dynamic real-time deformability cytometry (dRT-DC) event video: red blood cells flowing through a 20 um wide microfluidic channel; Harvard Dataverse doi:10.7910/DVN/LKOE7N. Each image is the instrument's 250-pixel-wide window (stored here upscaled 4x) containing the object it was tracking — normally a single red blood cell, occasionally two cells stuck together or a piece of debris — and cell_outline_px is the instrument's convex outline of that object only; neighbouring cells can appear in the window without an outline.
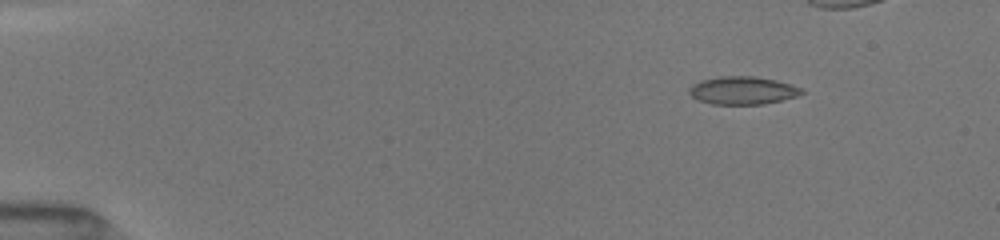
{"species": "common noctule bat (a hibernating species)", "species_latin": "Nyctalus noctula", "temperature_condition": "room temperature", "stored_images_in_passage": 16, "camera_frame_rate_fps": 3000, "um_per_image_px": 0.085, "animal": {"sex": "female", "body_mass_g": 19.5, "forearm_length_mm": 54.1}, "frame": {"image": 1, "passage_image": 5, "time_ms": 2.0, "image_size_px": [1000, 240], "cell_outline_px": [[804, 92], [796, 96], [764, 104], [712, 104], [700, 100], [692, 96], [688, 92], [688, 88], [692, 84], [700, 80], [720, 76], [756, 76], [776, 80], [792, 84], [800, 88]], "centroid_in_image_um": [63.1, 7.67], "position_along_channel_um": 21.9, "area_um2": 18.26}}
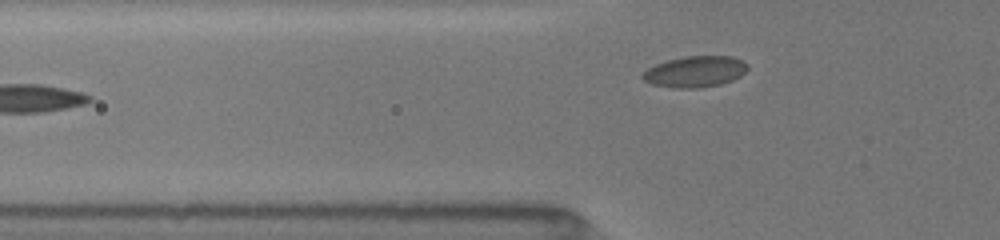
{"frame": {"image": 2, "passage_image": 16, "time_ms": 7.0, "image_size_px": [1000, 240], "cell_outline_px": [[748, 68], [740, 76], [732, 80], [720, 84], [700, 88], [676, 88], [652, 84], [644, 80], [640, 76], [648, 68], [656, 64], [668, 60], [684, 56], [732, 56], [748, 64]], "centroid_in_image_um": [59.08, 6.09], "position_along_channel_um": 66.7, "area_um2": 18.96}}